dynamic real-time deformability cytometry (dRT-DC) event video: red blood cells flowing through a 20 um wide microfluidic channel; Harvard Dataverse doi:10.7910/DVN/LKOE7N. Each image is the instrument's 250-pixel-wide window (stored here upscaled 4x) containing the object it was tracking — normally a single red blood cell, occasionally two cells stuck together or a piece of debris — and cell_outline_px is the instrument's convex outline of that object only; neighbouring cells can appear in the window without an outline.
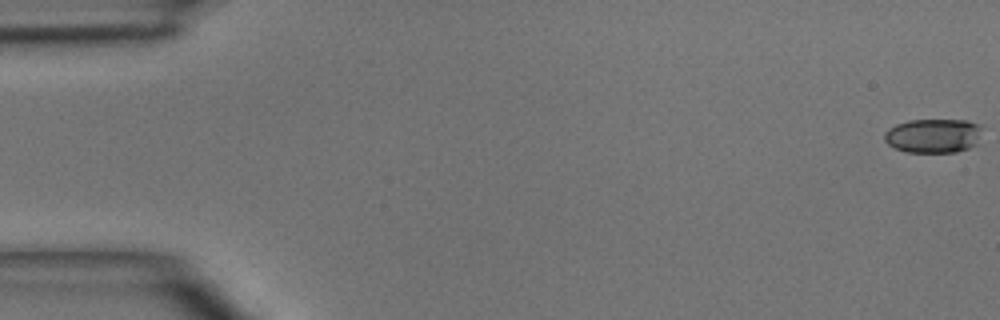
{"species": "common noctule bat (a hibernating species)", "species_latin": "Nyctalus noctula", "temperature_condition": "room temperature", "stored_images_in_passage": 7, "camera_frame_rate_fps": 3000, "um_per_image_px": 0.085, "animal": {"sex": "male", "body_mass_g": 15.6}, "frame": {"image": 1, "passage_image": 1, "time_ms": 0.0, "image_size_px": [1000, 320], "cell_outline_px": [[980, 128], [976, 144], [968, 148], [956, 152], [904, 152], [888, 144], [884, 140], [884, 132], [888, 128], [896, 124], [908, 120], [968, 120], [980, 124]], "centroid_in_image_um": [79.29, 11.53], "position_along_channel_um": 5.7, "area_um2": 19.48}}
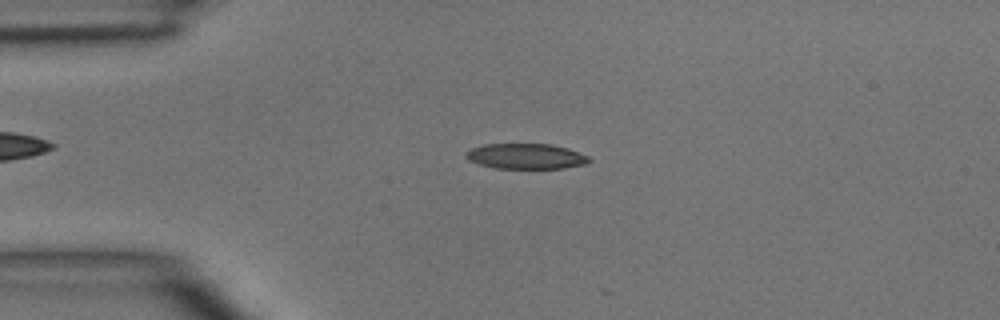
{"frame": {"image": 2, "passage_image": 5, "time_ms": 5.333, "image_size_px": [1000, 320], "cell_outline_px": [[592, 160], [584, 164], [564, 168], [496, 168], [480, 164], [468, 160], [464, 156], [464, 152], [472, 148], [484, 144], [552, 144], [568, 148], [588, 156]], "centroid_in_image_um": [44.68, 13.27], "position_along_channel_um": 40.3, "area_um2": 18.21}}
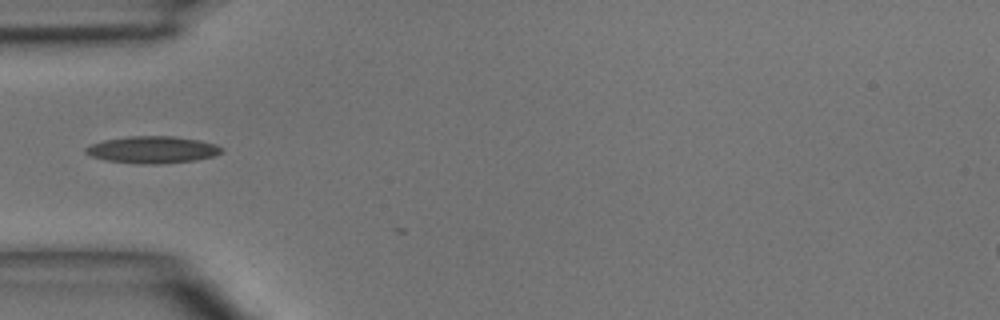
{"frame": {"image": 3, "passage_image": 6, "time_ms": 6.667, "image_size_px": [1000, 320], "cell_outline_px": [[224, 152], [212, 156], [196, 160], [160, 164], [140, 164], [104, 160], [92, 156], [84, 152], [84, 148], [92, 144], [104, 140], [128, 136], [176, 136], [200, 140], [216, 144], [224, 148]], "centroid_in_image_um": [12.99, 12.72], "position_along_channel_um": 72.0, "area_um2": 21.56}}